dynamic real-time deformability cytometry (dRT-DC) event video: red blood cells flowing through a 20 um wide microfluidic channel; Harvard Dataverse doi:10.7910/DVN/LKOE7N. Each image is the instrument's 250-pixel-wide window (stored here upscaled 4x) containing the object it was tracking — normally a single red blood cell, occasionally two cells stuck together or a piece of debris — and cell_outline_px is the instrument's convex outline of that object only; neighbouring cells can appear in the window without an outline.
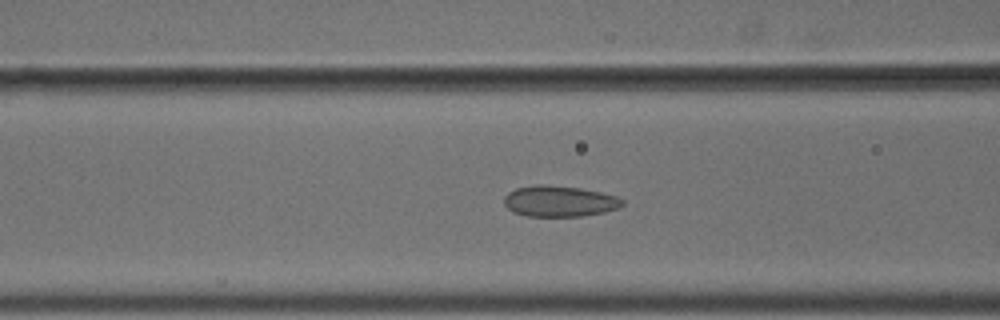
{"species": "common noctule bat (a hibernating species)", "species_latin": "Nyctalus noctula", "temperature_condition": "cold", "stored_images_in_passage": 40, "camera_frame_rate_fps": 3000, "um_per_image_px": 0.085, "animal": {"sex": "male", "body_mass_g": 18.8}, "frame": {"image": 1, "passage_image": 8, "time_ms": 2.333, "image_size_px": [1000, 320], "cell_outline_px": [[624, 204], [620, 208], [604, 212], [584, 216], [524, 216], [508, 208], [504, 204], [504, 196], [508, 192], [516, 188], [532, 184], [544, 184], [580, 188], [600, 192], [616, 196], [624, 200]], "centroid_in_image_um": [47.55, 17.1], "position_along_channel_um": 119.0, "area_um2": 21.5}}
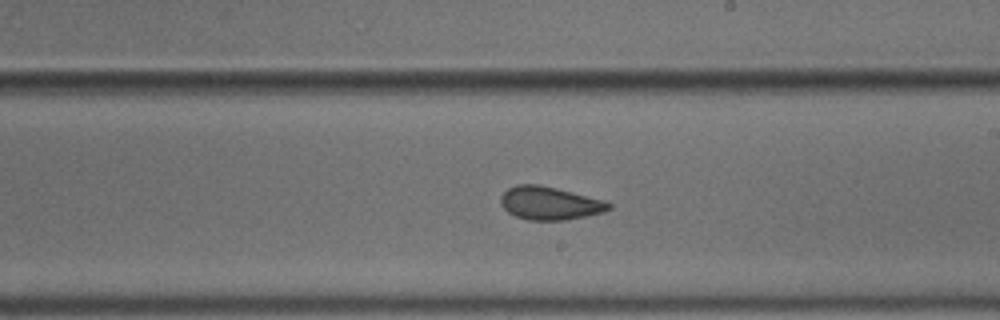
{"frame": {"image": 2, "passage_image": 18, "time_ms": 5.667, "image_size_px": [1000, 320], "cell_outline_px": [[612, 208], [604, 212], [564, 220], [528, 220], [516, 216], [508, 212], [500, 204], [500, 196], [508, 188], [516, 184], [536, 184], [556, 188], [604, 200], [612, 204]], "centroid_in_image_um": [46.71, 17.27], "position_along_channel_um": 242.3, "area_um2": 20.81}}
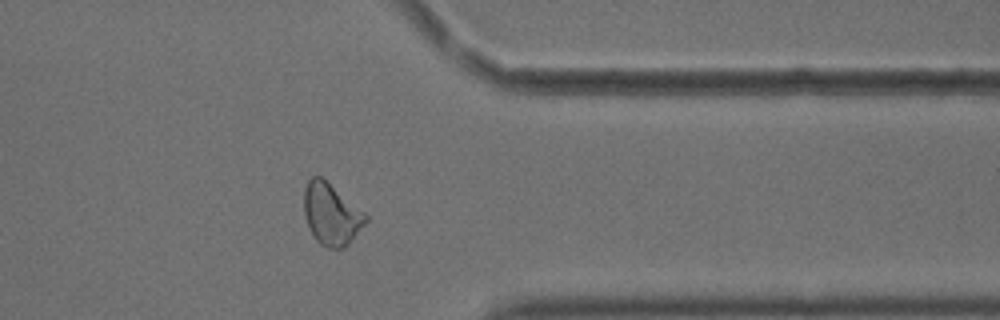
{"frame": {"image": 3, "passage_image": 30, "time_ms": 9.667, "image_size_px": [1000, 320], "cell_outline_px": [[368, 220], [348, 244], [344, 248], [328, 248], [320, 244], [316, 240], [304, 216], [304, 188], [308, 180], [312, 176], [320, 176], [364, 212], [368, 216]], "centroid_in_image_um": [28.15, 18.21], "position_along_channel_um": 383.3, "area_um2": 21.79}, "authors_computed_cell_mechanics": {"area_um2": 21.5016, "velocity_mm_per_s": 3.6898, "shape_relaxation_time_tau1_ms": null, "shape_relaxation_time_tau2_ms": 1.8144, "deformation_change_tau1": null, "deformation_change_tau2": 0.0668}}